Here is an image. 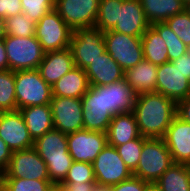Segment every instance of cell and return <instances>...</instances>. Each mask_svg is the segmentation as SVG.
<instances>
[{
  "label": "cell",
  "instance_id": "44dd1931",
  "mask_svg": "<svg viewBox=\"0 0 190 191\" xmlns=\"http://www.w3.org/2000/svg\"><path fill=\"white\" fill-rule=\"evenodd\" d=\"M135 98L136 94L125 79L109 85H103L104 107L113 116L132 111Z\"/></svg>",
  "mask_w": 190,
  "mask_h": 191
},
{
  "label": "cell",
  "instance_id": "603a6c76",
  "mask_svg": "<svg viewBox=\"0 0 190 191\" xmlns=\"http://www.w3.org/2000/svg\"><path fill=\"white\" fill-rule=\"evenodd\" d=\"M157 69V65L143 59L125 71L124 79L136 95L156 92Z\"/></svg>",
  "mask_w": 190,
  "mask_h": 191
},
{
  "label": "cell",
  "instance_id": "c3c4849f",
  "mask_svg": "<svg viewBox=\"0 0 190 191\" xmlns=\"http://www.w3.org/2000/svg\"><path fill=\"white\" fill-rule=\"evenodd\" d=\"M145 191H159V189L154 184H150Z\"/></svg>",
  "mask_w": 190,
  "mask_h": 191
},
{
  "label": "cell",
  "instance_id": "ffe728a7",
  "mask_svg": "<svg viewBox=\"0 0 190 191\" xmlns=\"http://www.w3.org/2000/svg\"><path fill=\"white\" fill-rule=\"evenodd\" d=\"M85 72L90 86H103L121 81L125 74V71L106 51L93 61Z\"/></svg>",
  "mask_w": 190,
  "mask_h": 191
},
{
  "label": "cell",
  "instance_id": "9c48e42d",
  "mask_svg": "<svg viewBox=\"0 0 190 191\" xmlns=\"http://www.w3.org/2000/svg\"><path fill=\"white\" fill-rule=\"evenodd\" d=\"M92 165L96 182L108 186L117 185L133 175L121 159L117 149L109 144H106Z\"/></svg>",
  "mask_w": 190,
  "mask_h": 191
},
{
  "label": "cell",
  "instance_id": "e0dca14e",
  "mask_svg": "<svg viewBox=\"0 0 190 191\" xmlns=\"http://www.w3.org/2000/svg\"><path fill=\"white\" fill-rule=\"evenodd\" d=\"M163 140L174 163L190 165V123L176 115L166 130Z\"/></svg>",
  "mask_w": 190,
  "mask_h": 191
},
{
  "label": "cell",
  "instance_id": "2e32d148",
  "mask_svg": "<svg viewBox=\"0 0 190 191\" xmlns=\"http://www.w3.org/2000/svg\"><path fill=\"white\" fill-rule=\"evenodd\" d=\"M156 92L177 103L190 96V80L171 62L158 65Z\"/></svg>",
  "mask_w": 190,
  "mask_h": 191
},
{
  "label": "cell",
  "instance_id": "d6a6232c",
  "mask_svg": "<svg viewBox=\"0 0 190 191\" xmlns=\"http://www.w3.org/2000/svg\"><path fill=\"white\" fill-rule=\"evenodd\" d=\"M54 186L50 180L4 178V191H52Z\"/></svg>",
  "mask_w": 190,
  "mask_h": 191
},
{
  "label": "cell",
  "instance_id": "d6986e66",
  "mask_svg": "<svg viewBox=\"0 0 190 191\" xmlns=\"http://www.w3.org/2000/svg\"><path fill=\"white\" fill-rule=\"evenodd\" d=\"M75 67L70 48L46 52L38 66L42 79L51 87Z\"/></svg>",
  "mask_w": 190,
  "mask_h": 191
},
{
  "label": "cell",
  "instance_id": "30bf717a",
  "mask_svg": "<svg viewBox=\"0 0 190 191\" xmlns=\"http://www.w3.org/2000/svg\"><path fill=\"white\" fill-rule=\"evenodd\" d=\"M100 0H55L54 10L73 30L95 26Z\"/></svg>",
  "mask_w": 190,
  "mask_h": 191
},
{
  "label": "cell",
  "instance_id": "f1b7e54d",
  "mask_svg": "<svg viewBox=\"0 0 190 191\" xmlns=\"http://www.w3.org/2000/svg\"><path fill=\"white\" fill-rule=\"evenodd\" d=\"M14 71H0V112L16 111Z\"/></svg>",
  "mask_w": 190,
  "mask_h": 191
},
{
  "label": "cell",
  "instance_id": "681fc988",
  "mask_svg": "<svg viewBox=\"0 0 190 191\" xmlns=\"http://www.w3.org/2000/svg\"><path fill=\"white\" fill-rule=\"evenodd\" d=\"M55 191H67L63 186L55 185Z\"/></svg>",
  "mask_w": 190,
  "mask_h": 191
},
{
  "label": "cell",
  "instance_id": "83f0119b",
  "mask_svg": "<svg viewBox=\"0 0 190 191\" xmlns=\"http://www.w3.org/2000/svg\"><path fill=\"white\" fill-rule=\"evenodd\" d=\"M141 42L145 60L157 66L169 62L166 43L152 26L141 36Z\"/></svg>",
  "mask_w": 190,
  "mask_h": 191
},
{
  "label": "cell",
  "instance_id": "f546056e",
  "mask_svg": "<svg viewBox=\"0 0 190 191\" xmlns=\"http://www.w3.org/2000/svg\"><path fill=\"white\" fill-rule=\"evenodd\" d=\"M119 6L122 0H100L94 27L103 32L112 30L118 22Z\"/></svg>",
  "mask_w": 190,
  "mask_h": 191
},
{
  "label": "cell",
  "instance_id": "8d00e7d4",
  "mask_svg": "<svg viewBox=\"0 0 190 191\" xmlns=\"http://www.w3.org/2000/svg\"><path fill=\"white\" fill-rule=\"evenodd\" d=\"M63 182H96L93 165L81 161H74Z\"/></svg>",
  "mask_w": 190,
  "mask_h": 191
},
{
  "label": "cell",
  "instance_id": "7a4b0ae2",
  "mask_svg": "<svg viewBox=\"0 0 190 191\" xmlns=\"http://www.w3.org/2000/svg\"><path fill=\"white\" fill-rule=\"evenodd\" d=\"M33 148L46 163L50 181L54 185H60L74 162L68 152L67 134L52 129L36 138Z\"/></svg>",
  "mask_w": 190,
  "mask_h": 191
},
{
  "label": "cell",
  "instance_id": "d590c367",
  "mask_svg": "<svg viewBox=\"0 0 190 191\" xmlns=\"http://www.w3.org/2000/svg\"><path fill=\"white\" fill-rule=\"evenodd\" d=\"M22 13L37 23L45 14L54 9L55 0H21Z\"/></svg>",
  "mask_w": 190,
  "mask_h": 191
},
{
  "label": "cell",
  "instance_id": "f35d334b",
  "mask_svg": "<svg viewBox=\"0 0 190 191\" xmlns=\"http://www.w3.org/2000/svg\"><path fill=\"white\" fill-rule=\"evenodd\" d=\"M22 13L21 0H3V19Z\"/></svg>",
  "mask_w": 190,
  "mask_h": 191
},
{
  "label": "cell",
  "instance_id": "484cf974",
  "mask_svg": "<svg viewBox=\"0 0 190 191\" xmlns=\"http://www.w3.org/2000/svg\"><path fill=\"white\" fill-rule=\"evenodd\" d=\"M147 22L152 25L185 10V0H139Z\"/></svg>",
  "mask_w": 190,
  "mask_h": 191
},
{
  "label": "cell",
  "instance_id": "4dcf8cb0",
  "mask_svg": "<svg viewBox=\"0 0 190 191\" xmlns=\"http://www.w3.org/2000/svg\"><path fill=\"white\" fill-rule=\"evenodd\" d=\"M165 41L169 62L186 54L187 46L176 36L165 22H157L151 25Z\"/></svg>",
  "mask_w": 190,
  "mask_h": 191
},
{
  "label": "cell",
  "instance_id": "b9f144b4",
  "mask_svg": "<svg viewBox=\"0 0 190 191\" xmlns=\"http://www.w3.org/2000/svg\"><path fill=\"white\" fill-rule=\"evenodd\" d=\"M177 116L190 123V96L177 102Z\"/></svg>",
  "mask_w": 190,
  "mask_h": 191
},
{
  "label": "cell",
  "instance_id": "7dc6e473",
  "mask_svg": "<svg viewBox=\"0 0 190 191\" xmlns=\"http://www.w3.org/2000/svg\"><path fill=\"white\" fill-rule=\"evenodd\" d=\"M4 177L5 171L0 168V191H4Z\"/></svg>",
  "mask_w": 190,
  "mask_h": 191
},
{
  "label": "cell",
  "instance_id": "d4e9b609",
  "mask_svg": "<svg viewBox=\"0 0 190 191\" xmlns=\"http://www.w3.org/2000/svg\"><path fill=\"white\" fill-rule=\"evenodd\" d=\"M19 111L33 140L54 129L50 105L30 106Z\"/></svg>",
  "mask_w": 190,
  "mask_h": 191
},
{
  "label": "cell",
  "instance_id": "7402d4cb",
  "mask_svg": "<svg viewBox=\"0 0 190 191\" xmlns=\"http://www.w3.org/2000/svg\"><path fill=\"white\" fill-rule=\"evenodd\" d=\"M106 134L107 144L114 147L137 139L140 133L133 112H123L113 116Z\"/></svg>",
  "mask_w": 190,
  "mask_h": 191
},
{
  "label": "cell",
  "instance_id": "4fadbf2b",
  "mask_svg": "<svg viewBox=\"0 0 190 191\" xmlns=\"http://www.w3.org/2000/svg\"><path fill=\"white\" fill-rule=\"evenodd\" d=\"M68 152L73 161L92 164L107 144V134L81 129L67 134Z\"/></svg>",
  "mask_w": 190,
  "mask_h": 191
},
{
  "label": "cell",
  "instance_id": "3957f363",
  "mask_svg": "<svg viewBox=\"0 0 190 191\" xmlns=\"http://www.w3.org/2000/svg\"><path fill=\"white\" fill-rule=\"evenodd\" d=\"M174 163L163 138H147L137 168L132 172L143 181L154 184Z\"/></svg>",
  "mask_w": 190,
  "mask_h": 191
},
{
  "label": "cell",
  "instance_id": "f5cc1de1",
  "mask_svg": "<svg viewBox=\"0 0 190 191\" xmlns=\"http://www.w3.org/2000/svg\"><path fill=\"white\" fill-rule=\"evenodd\" d=\"M186 53L190 56V45L187 46V51H186Z\"/></svg>",
  "mask_w": 190,
  "mask_h": 191
},
{
  "label": "cell",
  "instance_id": "8992f818",
  "mask_svg": "<svg viewBox=\"0 0 190 191\" xmlns=\"http://www.w3.org/2000/svg\"><path fill=\"white\" fill-rule=\"evenodd\" d=\"M69 48L74 64L85 70L105 51L104 32L92 27L73 31Z\"/></svg>",
  "mask_w": 190,
  "mask_h": 191
},
{
  "label": "cell",
  "instance_id": "60d3db41",
  "mask_svg": "<svg viewBox=\"0 0 190 191\" xmlns=\"http://www.w3.org/2000/svg\"><path fill=\"white\" fill-rule=\"evenodd\" d=\"M171 63L176 69L178 68L183 74H185L187 79L190 80V56L187 53L178 59L171 61Z\"/></svg>",
  "mask_w": 190,
  "mask_h": 191
},
{
  "label": "cell",
  "instance_id": "277c9868",
  "mask_svg": "<svg viewBox=\"0 0 190 191\" xmlns=\"http://www.w3.org/2000/svg\"><path fill=\"white\" fill-rule=\"evenodd\" d=\"M17 110L30 106L50 105L52 87L41 77L38 69L14 71Z\"/></svg>",
  "mask_w": 190,
  "mask_h": 191
},
{
  "label": "cell",
  "instance_id": "816d5d0a",
  "mask_svg": "<svg viewBox=\"0 0 190 191\" xmlns=\"http://www.w3.org/2000/svg\"><path fill=\"white\" fill-rule=\"evenodd\" d=\"M185 10L190 14V0L186 1Z\"/></svg>",
  "mask_w": 190,
  "mask_h": 191
},
{
  "label": "cell",
  "instance_id": "6da1fadb",
  "mask_svg": "<svg viewBox=\"0 0 190 191\" xmlns=\"http://www.w3.org/2000/svg\"><path fill=\"white\" fill-rule=\"evenodd\" d=\"M138 131L146 138H163L177 115V103L157 92L136 95L132 110Z\"/></svg>",
  "mask_w": 190,
  "mask_h": 191
},
{
  "label": "cell",
  "instance_id": "836d02e7",
  "mask_svg": "<svg viewBox=\"0 0 190 191\" xmlns=\"http://www.w3.org/2000/svg\"><path fill=\"white\" fill-rule=\"evenodd\" d=\"M146 139V137L140 135L137 139L115 147L121 159L132 172L137 168L143 143Z\"/></svg>",
  "mask_w": 190,
  "mask_h": 191
},
{
  "label": "cell",
  "instance_id": "ba28073f",
  "mask_svg": "<svg viewBox=\"0 0 190 191\" xmlns=\"http://www.w3.org/2000/svg\"><path fill=\"white\" fill-rule=\"evenodd\" d=\"M104 41L106 52L124 71L134 67L144 59L141 37L109 30L104 32Z\"/></svg>",
  "mask_w": 190,
  "mask_h": 191
},
{
  "label": "cell",
  "instance_id": "5bb4252c",
  "mask_svg": "<svg viewBox=\"0 0 190 191\" xmlns=\"http://www.w3.org/2000/svg\"><path fill=\"white\" fill-rule=\"evenodd\" d=\"M83 129L106 133L113 115L104 107L103 86H90L82 96Z\"/></svg>",
  "mask_w": 190,
  "mask_h": 191
},
{
  "label": "cell",
  "instance_id": "8fae6325",
  "mask_svg": "<svg viewBox=\"0 0 190 191\" xmlns=\"http://www.w3.org/2000/svg\"><path fill=\"white\" fill-rule=\"evenodd\" d=\"M50 106L54 129L64 134L83 129L82 98L52 96Z\"/></svg>",
  "mask_w": 190,
  "mask_h": 191
},
{
  "label": "cell",
  "instance_id": "cb8c5ba5",
  "mask_svg": "<svg viewBox=\"0 0 190 191\" xmlns=\"http://www.w3.org/2000/svg\"><path fill=\"white\" fill-rule=\"evenodd\" d=\"M90 88L85 70L74 67L52 87V96L82 98Z\"/></svg>",
  "mask_w": 190,
  "mask_h": 191
},
{
  "label": "cell",
  "instance_id": "ac0fdd59",
  "mask_svg": "<svg viewBox=\"0 0 190 191\" xmlns=\"http://www.w3.org/2000/svg\"><path fill=\"white\" fill-rule=\"evenodd\" d=\"M150 26L139 0H122V6H119L118 22L113 31L141 37Z\"/></svg>",
  "mask_w": 190,
  "mask_h": 191
},
{
  "label": "cell",
  "instance_id": "4316f807",
  "mask_svg": "<svg viewBox=\"0 0 190 191\" xmlns=\"http://www.w3.org/2000/svg\"><path fill=\"white\" fill-rule=\"evenodd\" d=\"M154 185L159 191H190V165L173 163Z\"/></svg>",
  "mask_w": 190,
  "mask_h": 191
},
{
  "label": "cell",
  "instance_id": "9a60e30c",
  "mask_svg": "<svg viewBox=\"0 0 190 191\" xmlns=\"http://www.w3.org/2000/svg\"><path fill=\"white\" fill-rule=\"evenodd\" d=\"M0 137L12 151L29 149L34 145L19 110L0 112Z\"/></svg>",
  "mask_w": 190,
  "mask_h": 191
},
{
  "label": "cell",
  "instance_id": "74e56055",
  "mask_svg": "<svg viewBox=\"0 0 190 191\" xmlns=\"http://www.w3.org/2000/svg\"><path fill=\"white\" fill-rule=\"evenodd\" d=\"M149 185L150 183L132 175L129 179L111 186V191H145Z\"/></svg>",
  "mask_w": 190,
  "mask_h": 191
},
{
  "label": "cell",
  "instance_id": "ee69618b",
  "mask_svg": "<svg viewBox=\"0 0 190 191\" xmlns=\"http://www.w3.org/2000/svg\"><path fill=\"white\" fill-rule=\"evenodd\" d=\"M8 70V57L3 39L0 40V71Z\"/></svg>",
  "mask_w": 190,
  "mask_h": 191
},
{
  "label": "cell",
  "instance_id": "ab89813d",
  "mask_svg": "<svg viewBox=\"0 0 190 191\" xmlns=\"http://www.w3.org/2000/svg\"><path fill=\"white\" fill-rule=\"evenodd\" d=\"M12 150L8 147L5 141L0 137V168L4 171L8 168L12 157Z\"/></svg>",
  "mask_w": 190,
  "mask_h": 191
},
{
  "label": "cell",
  "instance_id": "7bdbcfd3",
  "mask_svg": "<svg viewBox=\"0 0 190 191\" xmlns=\"http://www.w3.org/2000/svg\"><path fill=\"white\" fill-rule=\"evenodd\" d=\"M95 182H62L60 186H63L67 191H92Z\"/></svg>",
  "mask_w": 190,
  "mask_h": 191
},
{
  "label": "cell",
  "instance_id": "1f68e13d",
  "mask_svg": "<svg viewBox=\"0 0 190 191\" xmlns=\"http://www.w3.org/2000/svg\"><path fill=\"white\" fill-rule=\"evenodd\" d=\"M5 35L16 37L35 36L36 23L24 13L4 19Z\"/></svg>",
  "mask_w": 190,
  "mask_h": 191
},
{
  "label": "cell",
  "instance_id": "f907efd6",
  "mask_svg": "<svg viewBox=\"0 0 190 191\" xmlns=\"http://www.w3.org/2000/svg\"><path fill=\"white\" fill-rule=\"evenodd\" d=\"M0 17L3 18V0H0Z\"/></svg>",
  "mask_w": 190,
  "mask_h": 191
},
{
  "label": "cell",
  "instance_id": "bcb514c9",
  "mask_svg": "<svg viewBox=\"0 0 190 191\" xmlns=\"http://www.w3.org/2000/svg\"><path fill=\"white\" fill-rule=\"evenodd\" d=\"M5 37V24L4 19L0 17V40Z\"/></svg>",
  "mask_w": 190,
  "mask_h": 191
},
{
  "label": "cell",
  "instance_id": "f6af8a7d",
  "mask_svg": "<svg viewBox=\"0 0 190 191\" xmlns=\"http://www.w3.org/2000/svg\"><path fill=\"white\" fill-rule=\"evenodd\" d=\"M92 191H111V186L95 182V185Z\"/></svg>",
  "mask_w": 190,
  "mask_h": 191
},
{
  "label": "cell",
  "instance_id": "52a82bcc",
  "mask_svg": "<svg viewBox=\"0 0 190 191\" xmlns=\"http://www.w3.org/2000/svg\"><path fill=\"white\" fill-rule=\"evenodd\" d=\"M72 33L73 30L54 9L36 23L35 36L45 53L68 48Z\"/></svg>",
  "mask_w": 190,
  "mask_h": 191
},
{
  "label": "cell",
  "instance_id": "7c38bea8",
  "mask_svg": "<svg viewBox=\"0 0 190 191\" xmlns=\"http://www.w3.org/2000/svg\"><path fill=\"white\" fill-rule=\"evenodd\" d=\"M4 178L50 180L46 163L33 147L12 152Z\"/></svg>",
  "mask_w": 190,
  "mask_h": 191
},
{
  "label": "cell",
  "instance_id": "e575fe53",
  "mask_svg": "<svg viewBox=\"0 0 190 191\" xmlns=\"http://www.w3.org/2000/svg\"><path fill=\"white\" fill-rule=\"evenodd\" d=\"M165 23L186 46L190 45V14L186 10L168 18Z\"/></svg>",
  "mask_w": 190,
  "mask_h": 191
},
{
  "label": "cell",
  "instance_id": "5b68a950",
  "mask_svg": "<svg viewBox=\"0 0 190 191\" xmlns=\"http://www.w3.org/2000/svg\"><path fill=\"white\" fill-rule=\"evenodd\" d=\"M3 41L11 71L37 69L44 58L45 52L36 36L5 35Z\"/></svg>",
  "mask_w": 190,
  "mask_h": 191
}]
</instances>
